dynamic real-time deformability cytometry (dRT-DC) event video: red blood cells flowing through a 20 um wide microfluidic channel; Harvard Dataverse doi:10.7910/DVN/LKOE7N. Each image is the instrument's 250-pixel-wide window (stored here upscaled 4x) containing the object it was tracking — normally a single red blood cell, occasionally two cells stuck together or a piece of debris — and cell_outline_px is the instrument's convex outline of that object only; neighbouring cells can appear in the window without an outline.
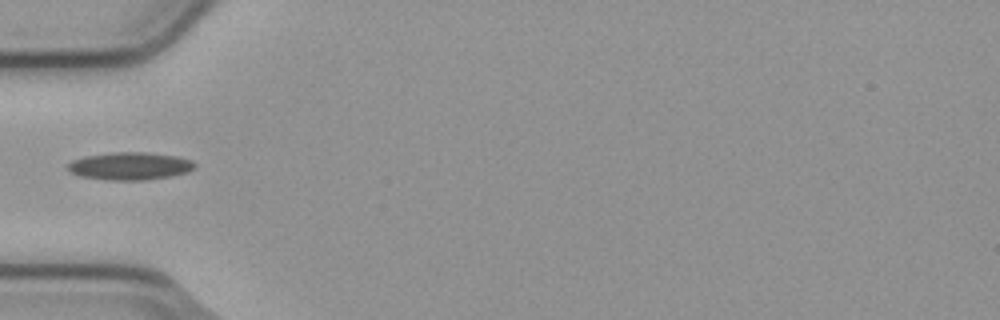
{"species": "common noctule bat (a hibernating species)", "species_latin": "Nyctalus noctula", "temperature_condition": "cold", "stored_images_in_passage": 5, "camera_frame_rate_fps": 3000, "um_per_image_px": 0.085, "animal": {"sex": "male", "body_mass_g": 23.1, "forearm_length_mm": 52.7}, "frame": {"image": 1, "passage_image": 5, "time_ms": 1.333, "image_size_px": [1000, 320], "cell_outline_px": [[196, 168], [188, 172], [172, 176], [144, 180], [108, 180], [80, 176], [72, 172], [68, 168], [68, 164], [72, 160], [84, 156], [112, 152], [144, 152], [176, 156], [192, 160], [196, 164]], "centroid_in_image_um": [11.08, 14.11], "position_along_channel_um": 73.9, "area_um2": 20.52}}